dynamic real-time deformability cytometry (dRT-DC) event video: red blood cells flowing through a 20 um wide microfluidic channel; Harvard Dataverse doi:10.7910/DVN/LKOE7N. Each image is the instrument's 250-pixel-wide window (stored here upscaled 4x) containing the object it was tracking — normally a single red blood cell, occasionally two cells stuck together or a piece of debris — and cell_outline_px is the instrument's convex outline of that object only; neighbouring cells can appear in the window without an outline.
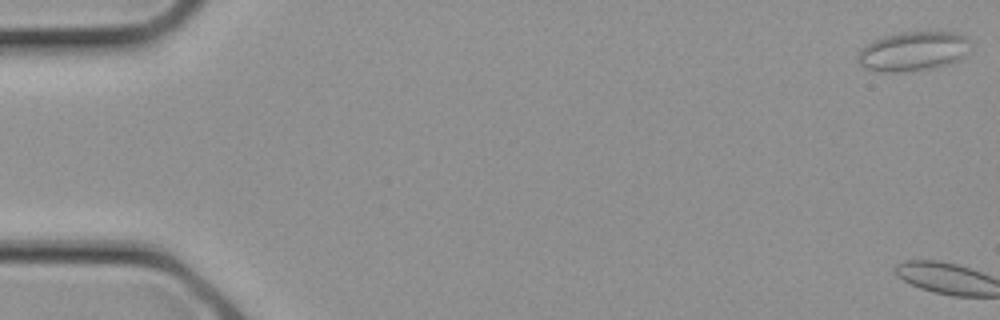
{"species": "common noctule bat (a hibernating species)", "species_latin": "Nyctalus noctula", "temperature_condition": "cold", "stored_images_in_passage": 12, "camera_frame_rate_fps": 3000, "um_per_image_px": 0.085, "animal": {"sex": "female", "body_mass_g": 21.9}, "frame": {"image": 1, "passage_image": 1, "time_ms": 0.0, "image_size_px": [1000, 320], "cell_outline_px": [[968, 40], [964, 56], [952, 64], [932, 68], [900, 72], [880, 72], [864, 68], [860, 64], [860, 48], [872, 40], [884, 36], [900, 32], [956, 32], [968, 36]], "centroid_in_image_um": [77.61, 4.36], "position_along_channel_um": 7.4, "area_um2": 25.78}}
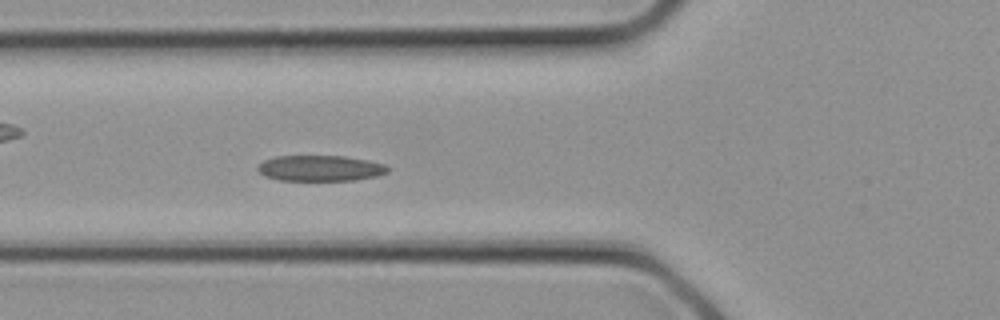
{"frame": {"image": 2, "passage_image": 12, "time_ms": 3.667, "image_size_px": [1000, 320], "cell_outline_px": [[392, 168], [388, 172], [376, 176], [356, 180], [280, 180], [264, 176], [256, 168], [264, 160], [276, 156], [344, 156], [368, 160], [384, 164]], "centroid_in_image_um": [27.25, 14.3], "position_along_channel_um": 98.6, "area_um2": 19.54}}